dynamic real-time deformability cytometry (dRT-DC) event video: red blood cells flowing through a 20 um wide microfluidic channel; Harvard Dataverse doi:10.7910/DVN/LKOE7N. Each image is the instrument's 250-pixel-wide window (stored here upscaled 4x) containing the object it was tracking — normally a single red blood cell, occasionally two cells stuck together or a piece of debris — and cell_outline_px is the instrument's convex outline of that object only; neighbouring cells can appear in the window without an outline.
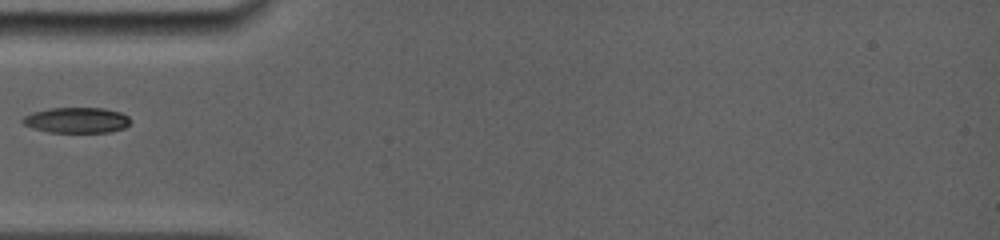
{"species": "common noctule bat (a hibernating species)", "species_latin": "Nyctalus noctula", "temperature_condition": "room temperature", "stored_images_in_passage": 14, "camera_frame_rate_fps": 5000, "um_per_image_px": 0.085, "animal": {"sex": "female", "body_mass_g": 19.0, "forearm_length_mm": 56.7}, "frame": {"image": 1, "passage_image": 1, "time_ms": 0.0, "image_size_px": [1000, 240], "cell_outline_px": [[128, 124], [124, 128], [108, 132], [48, 132], [32, 128], [24, 124], [20, 120], [24, 116], [32, 112], [48, 108], [104, 108], [120, 112], [128, 116]], "centroid_in_image_um": [6.47, 10.21], "position_along_channel_um": 78.5, "area_um2": 16.01}}